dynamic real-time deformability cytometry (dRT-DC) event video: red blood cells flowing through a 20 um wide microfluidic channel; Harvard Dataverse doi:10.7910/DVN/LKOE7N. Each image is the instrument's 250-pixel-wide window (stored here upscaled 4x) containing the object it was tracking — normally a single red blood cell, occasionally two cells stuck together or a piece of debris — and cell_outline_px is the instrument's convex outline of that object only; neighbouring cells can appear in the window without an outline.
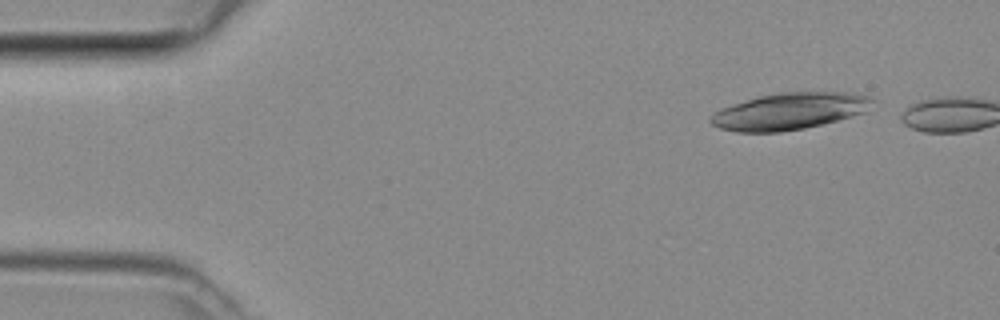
{"species": "common noctule bat (a hibernating species)", "species_latin": "Nyctalus noctula", "temperature_condition": "room temperature", "stored_images_in_passage": 2, "camera_frame_rate_fps": 3000, "um_per_image_px": 0.085, "animal": {"sex": "female", "body_mass_g": 29.2, "forearm_length_mm": 56.3}, "frame": {"image": 1, "passage_image": 1, "time_ms": 0.0, "image_size_px": [1000, 320], "cell_outline_px": [[876, 100], [864, 112], [836, 120], [804, 128], [780, 132], [736, 132], [720, 128], [712, 124], [708, 120], [720, 108], [760, 96], [780, 92], [848, 92], [868, 96]], "centroid_in_image_um": [67.1, 9.45], "position_along_channel_um": 17.9, "area_um2": 34.28}}